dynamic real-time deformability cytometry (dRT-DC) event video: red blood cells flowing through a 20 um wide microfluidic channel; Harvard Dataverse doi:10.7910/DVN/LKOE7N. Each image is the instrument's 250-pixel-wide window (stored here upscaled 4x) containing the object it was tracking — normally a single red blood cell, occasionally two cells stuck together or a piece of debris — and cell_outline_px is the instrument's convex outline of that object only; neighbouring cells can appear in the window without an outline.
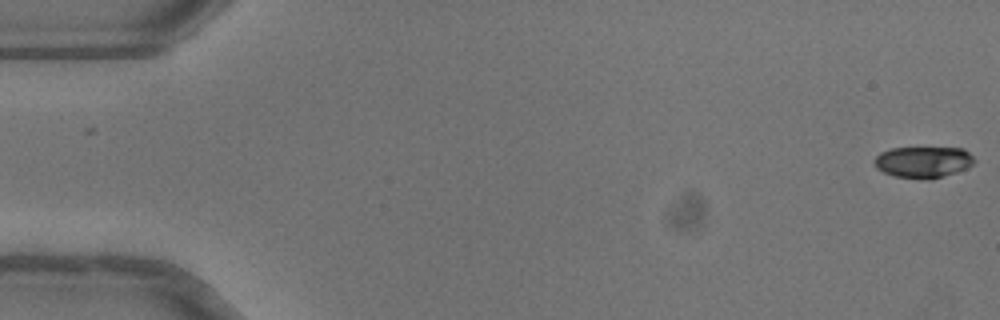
{"species": "common noctule bat (a hibernating species)", "species_latin": "Nyctalus noctula", "temperature_condition": "warm", "stored_images_in_passage": 49, "camera_frame_rate_fps": 3000, "um_per_image_px": 0.085, "animal": {"sex": "female"}, "frame": {"image": 1, "passage_image": 1, "time_ms": 0.0, "image_size_px": [1000, 320], "cell_outline_px": [[976, 160], [972, 164], [956, 172], [944, 176], [928, 180], [896, 176], [884, 172], [876, 168], [872, 160], [880, 152], [892, 148], [964, 148]], "centroid_in_image_um": [78.44, 13.77], "position_along_channel_um": 6.6, "area_um2": 18.21}}
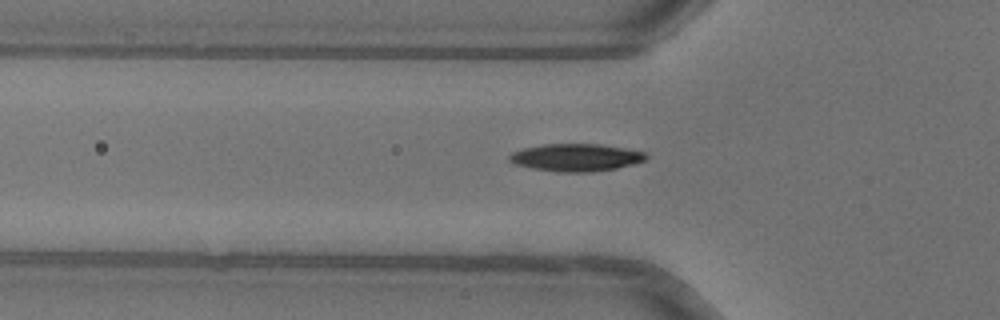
{"frame": {"image": 2, "passage_image": 18, "time_ms": 5.667, "image_size_px": [1000, 320], "cell_outline_px": [[648, 156], [644, 160], [632, 164], [616, 168], [592, 172], [560, 172], [532, 168], [516, 164], [508, 160], [508, 156], [512, 152], [524, 148], [544, 144], [600, 144], [648, 152]], "centroid_in_image_um": [48.97, 13.38], "position_along_channel_um": 76.8, "area_um2": 21.85}}
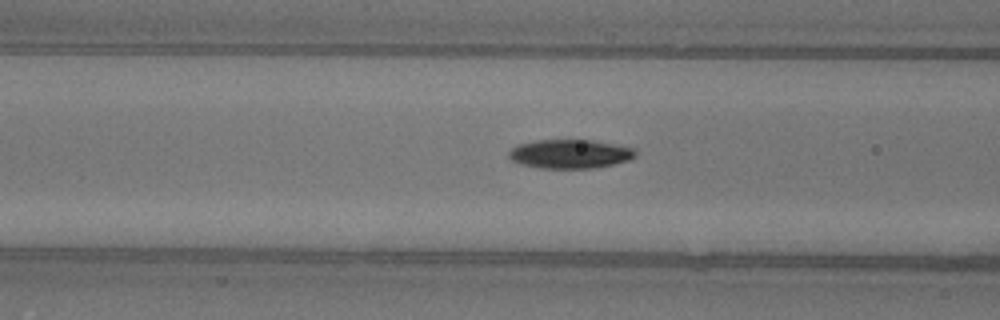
{"frame": {"image": 3, "passage_image": 21, "time_ms": 6.667, "image_size_px": [1000, 320], "cell_outline_px": [[636, 156], [628, 160], [612, 164], [592, 168], [540, 168], [520, 164], [512, 160], [508, 156], [508, 152], [516, 144], [536, 140], [592, 140], [632, 148], [636, 152]], "centroid_in_image_um": [48.39, 13.08], "position_along_channel_um": 118.2, "area_um2": 21.21}}